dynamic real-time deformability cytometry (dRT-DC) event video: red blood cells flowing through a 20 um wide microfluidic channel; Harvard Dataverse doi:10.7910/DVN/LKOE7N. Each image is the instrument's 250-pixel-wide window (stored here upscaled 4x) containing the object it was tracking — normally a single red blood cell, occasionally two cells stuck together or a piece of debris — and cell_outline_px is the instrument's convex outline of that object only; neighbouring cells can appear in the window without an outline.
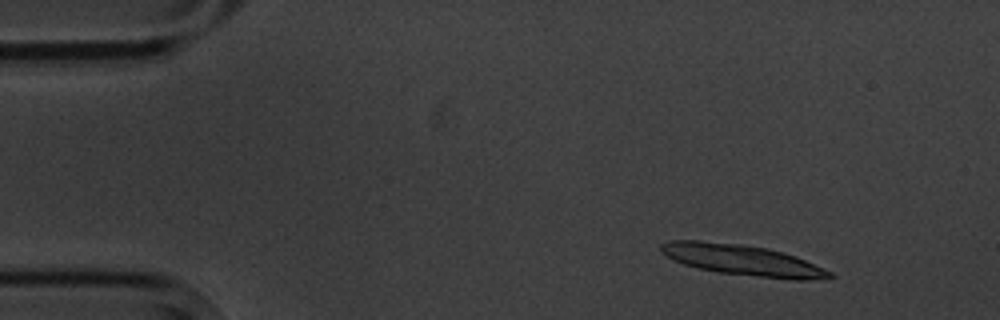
{"species": "common noctule bat (a hibernating species)", "species_latin": "Nyctalus noctula", "temperature_condition": "cold", "stored_images_in_passage": 4, "camera_frame_rate_fps": 3000, "um_per_image_px": 0.085, "animal": {"sex": "male", "body_mass_g": 20.1, "forearm_length_mm": 53.5}, "frame": {"image": 1, "passage_image": 1, "time_ms": 0.0, "image_size_px": [1000, 320], "cell_outline_px": [[836, 276], [812, 280], [792, 280], [720, 272], [700, 268], [684, 264], [660, 252], [660, 244], [668, 240], [700, 240], [744, 244], [768, 248], [784, 252], [796, 256], [832, 272]], "centroid_in_image_um": [63.13, 22.09], "position_along_channel_um": 21.9, "area_um2": 30.17}}